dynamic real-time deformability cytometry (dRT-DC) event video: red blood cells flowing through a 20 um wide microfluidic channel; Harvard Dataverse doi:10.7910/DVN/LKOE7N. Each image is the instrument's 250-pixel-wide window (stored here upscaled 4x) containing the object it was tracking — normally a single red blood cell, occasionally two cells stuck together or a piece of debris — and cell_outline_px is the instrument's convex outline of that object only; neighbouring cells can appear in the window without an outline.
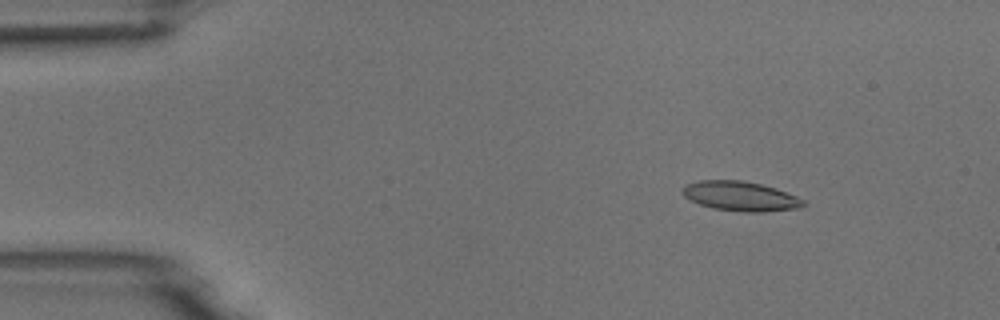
{"species": "common noctule bat (a hibernating species)", "species_latin": "Nyctalus noctula", "temperature_condition": "room temperature", "stored_images_in_passage": 7, "camera_frame_rate_fps": 3000, "um_per_image_px": 0.085, "animal": {"sex": "male", "body_mass_g": 18.8}, "frame": {"image": 1, "passage_image": 1, "time_ms": 0.0, "image_size_px": [1000, 320], "cell_outline_px": [[808, 204], [796, 208], [764, 212], [744, 212], [712, 208], [700, 204], [684, 196], [680, 192], [680, 188], [684, 184], [700, 180], [740, 180], [760, 184], [776, 188], [796, 196], [804, 200]], "centroid_in_image_um": [62.9, 16.67], "position_along_channel_um": 22.1, "area_um2": 20.92}}
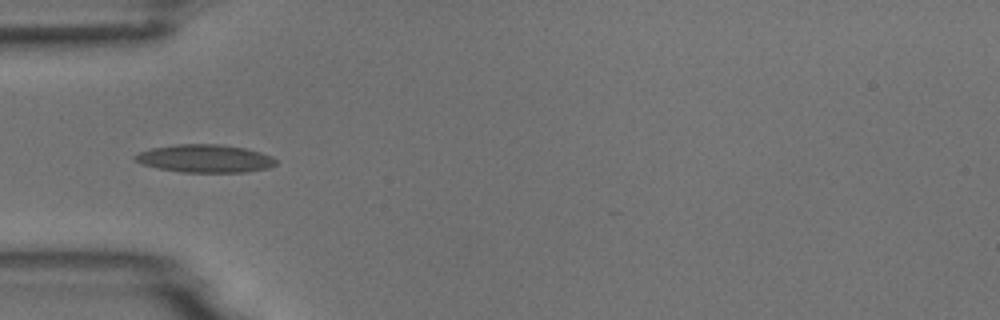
{"frame": {"image": 2, "passage_image": 3, "time_ms": 0.667, "image_size_px": [1000, 320], "cell_outline_px": [[276, 164], [268, 168], [244, 172], [184, 172], [156, 168], [132, 160], [132, 156], [140, 152], [152, 148], [176, 144], [216, 144], [244, 148], [260, 152], [272, 156], [276, 160]], "centroid_in_image_um": [17.4, 13.47], "position_along_channel_um": 67.6, "area_um2": 22.83}}
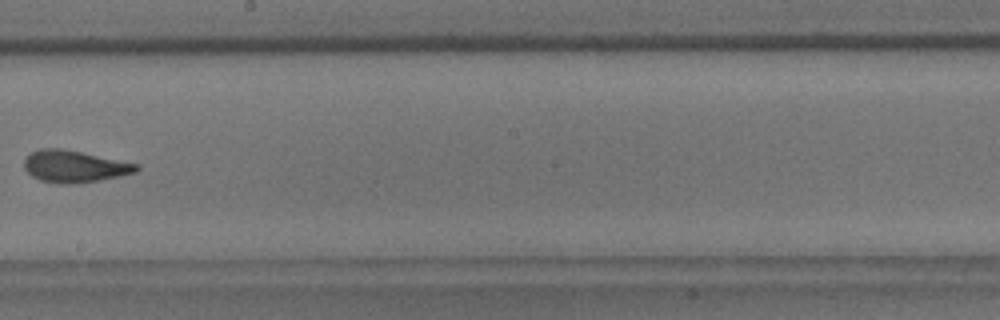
{"frame": {"image": 3, "passage_image": 7, "time_ms": 2.0, "image_size_px": [1000, 320], "cell_outline_px": [[140, 168], [136, 172], [120, 176], [100, 180], [72, 184], [64, 184], [40, 180], [32, 176], [24, 168], [24, 160], [28, 152], [40, 148], [60, 148], [140, 164]], "centroid_in_image_um": [6.31, 14.14], "position_along_channel_um": 241.9, "area_um2": 20.92}}